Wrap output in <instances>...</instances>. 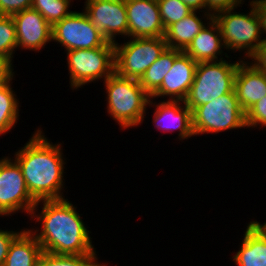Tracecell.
I'll list each match as a JSON object with an SVG mask.
<instances>
[{
  "label": "cell",
  "mask_w": 266,
  "mask_h": 266,
  "mask_svg": "<svg viewBox=\"0 0 266 266\" xmlns=\"http://www.w3.org/2000/svg\"><path fill=\"white\" fill-rule=\"evenodd\" d=\"M41 202L42 210L36 214ZM76 208L65 198L37 201L30 215L41 223V230H29L42 251L56 255H97L89 234L91 232Z\"/></svg>",
  "instance_id": "1"
},
{
  "label": "cell",
  "mask_w": 266,
  "mask_h": 266,
  "mask_svg": "<svg viewBox=\"0 0 266 266\" xmlns=\"http://www.w3.org/2000/svg\"><path fill=\"white\" fill-rule=\"evenodd\" d=\"M62 144H53L37 129L28 142L14 154L27 189L36 200L63 199L64 168Z\"/></svg>",
  "instance_id": "2"
},
{
  "label": "cell",
  "mask_w": 266,
  "mask_h": 266,
  "mask_svg": "<svg viewBox=\"0 0 266 266\" xmlns=\"http://www.w3.org/2000/svg\"><path fill=\"white\" fill-rule=\"evenodd\" d=\"M103 83L107 94V112L122 130L143 123L150 95L139 80L120 76L114 71Z\"/></svg>",
  "instance_id": "3"
},
{
  "label": "cell",
  "mask_w": 266,
  "mask_h": 266,
  "mask_svg": "<svg viewBox=\"0 0 266 266\" xmlns=\"http://www.w3.org/2000/svg\"><path fill=\"white\" fill-rule=\"evenodd\" d=\"M239 61H209L198 62L194 80L186 99L184 100L191 111L200 105L234 90L235 75Z\"/></svg>",
  "instance_id": "4"
},
{
  "label": "cell",
  "mask_w": 266,
  "mask_h": 266,
  "mask_svg": "<svg viewBox=\"0 0 266 266\" xmlns=\"http://www.w3.org/2000/svg\"><path fill=\"white\" fill-rule=\"evenodd\" d=\"M250 8L247 14L231 9L212 17L220 28L226 50L243 51L244 60H247V57L249 58L263 42L258 16L254 6L250 5Z\"/></svg>",
  "instance_id": "5"
},
{
  "label": "cell",
  "mask_w": 266,
  "mask_h": 266,
  "mask_svg": "<svg viewBox=\"0 0 266 266\" xmlns=\"http://www.w3.org/2000/svg\"><path fill=\"white\" fill-rule=\"evenodd\" d=\"M192 127L195 136L245 128V112L239 105L235 90L196 107L192 111Z\"/></svg>",
  "instance_id": "6"
},
{
  "label": "cell",
  "mask_w": 266,
  "mask_h": 266,
  "mask_svg": "<svg viewBox=\"0 0 266 266\" xmlns=\"http://www.w3.org/2000/svg\"><path fill=\"white\" fill-rule=\"evenodd\" d=\"M67 52L70 86L72 89L104 79L115 71L114 43L92 49H75Z\"/></svg>",
  "instance_id": "7"
},
{
  "label": "cell",
  "mask_w": 266,
  "mask_h": 266,
  "mask_svg": "<svg viewBox=\"0 0 266 266\" xmlns=\"http://www.w3.org/2000/svg\"><path fill=\"white\" fill-rule=\"evenodd\" d=\"M127 41L121 45L114 43L115 72L140 80L167 48V43L164 37L130 38Z\"/></svg>",
  "instance_id": "8"
},
{
  "label": "cell",
  "mask_w": 266,
  "mask_h": 266,
  "mask_svg": "<svg viewBox=\"0 0 266 266\" xmlns=\"http://www.w3.org/2000/svg\"><path fill=\"white\" fill-rule=\"evenodd\" d=\"M36 203L18 163L10 157L0 158V216H12L20 210L30 215Z\"/></svg>",
  "instance_id": "9"
},
{
  "label": "cell",
  "mask_w": 266,
  "mask_h": 266,
  "mask_svg": "<svg viewBox=\"0 0 266 266\" xmlns=\"http://www.w3.org/2000/svg\"><path fill=\"white\" fill-rule=\"evenodd\" d=\"M52 41L66 50L92 49L109 41L90 22L85 12L72 11L52 26Z\"/></svg>",
  "instance_id": "10"
},
{
  "label": "cell",
  "mask_w": 266,
  "mask_h": 266,
  "mask_svg": "<svg viewBox=\"0 0 266 266\" xmlns=\"http://www.w3.org/2000/svg\"><path fill=\"white\" fill-rule=\"evenodd\" d=\"M84 6L92 25L109 42L115 43L118 35L128 37L125 0H86Z\"/></svg>",
  "instance_id": "11"
},
{
  "label": "cell",
  "mask_w": 266,
  "mask_h": 266,
  "mask_svg": "<svg viewBox=\"0 0 266 266\" xmlns=\"http://www.w3.org/2000/svg\"><path fill=\"white\" fill-rule=\"evenodd\" d=\"M128 38L164 37L157 0H125Z\"/></svg>",
  "instance_id": "12"
},
{
  "label": "cell",
  "mask_w": 266,
  "mask_h": 266,
  "mask_svg": "<svg viewBox=\"0 0 266 266\" xmlns=\"http://www.w3.org/2000/svg\"><path fill=\"white\" fill-rule=\"evenodd\" d=\"M12 18L15 23L17 48L38 51L52 41V26L35 9L20 11Z\"/></svg>",
  "instance_id": "13"
},
{
  "label": "cell",
  "mask_w": 266,
  "mask_h": 266,
  "mask_svg": "<svg viewBox=\"0 0 266 266\" xmlns=\"http://www.w3.org/2000/svg\"><path fill=\"white\" fill-rule=\"evenodd\" d=\"M197 62L182 52L164 77L161 86L150 96L154 99L169 96L170 101H184L192 86Z\"/></svg>",
  "instance_id": "14"
},
{
  "label": "cell",
  "mask_w": 266,
  "mask_h": 266,
  "mask_svg": "<svg viewBox=\"0 0 266 266\" xmlns=\"http://www.w3.org/2000/svg\"><path fill=\"white\" fill-rule=\"evenodd\" d=\"M156 103L153 104V99L150 98L148 106L156 107L152 122L158 130L163 132L178 130V139L181 141L195 136L192 127V111L184 101L163 100Z\"/></svg>",
  "instance_id": "15"
},
{
  "label": "cell",
  "mask_w": 266,
  "mask_h": 266,
  "mask_svg": "<svg viewBox=\"0 0 266 266\" xmlns=\"http://www.w3.org/2000/svg\"><path fill=\"white\" fill-rule=\"evenodd\" d=\"M243 59V60H242ZM240 58L234 82V90L242 110L246 112L266 96V73Z\"/></svg>",
  "instance_id": "16"
},
{
  "label": "cell",
  "mask_w": 266,
  "mask_h": 266,
  "mask_svg": "<svg viewBox=\"0 0 266 266\" xmlns=\"http://www.w3.org/2000/svg\"><path fill=\"white\" fill-rule=\"evenodd\" d=\"M225 49L220 28L212 18L207 22V25L196 35L188 47L183 51L189 55L194 61L209 62L220 61L223 57L220 55ZM218 56L220 58L218 59Z\"/></svg>",
  "instance_id": "17"
},
{
  "label": "cell",
  "mask_w": 266,
  "mask_h": 266,
  "mask_svg": "<svg viewBox=\"0 0 266 266\" xmlns=\"http://www.w3.org/2000/svg\"><path fill=\"white\" fill-rule=\"evenodd\" d=\"M239 251L232 256L238 266H266V233L253 221L247 224Z\"/></svg>",
  "instance_id": "18"
},
{
  "label": "cell",
  "mask_w": 266,
  "mask_h": 266,
  "mask_svg": "<svg viewBox=\"0 0 266 266\" xmlns=\"http://www.w3.org/2000/svg\"><path fill=\"white\" fill-rule=\"evenodd\" d=\"M42 247L29 229H22L9 246L4 266H37Z\"/></svg>",
  "instance_id": "19"
},
{
  "label": "cell",
  "mask_w": 266,
  "mask_h": 266,
  "mask_svg": "<svg viewBox=\"0 0 266 266\" xmlns=\"http://www.w3.org/2000/svg\"><path fill=\"white\" fill-rule=\"evenodd\" d=\"M192 11L185 18L170 25L165 31V42L168 48L184 51L192 39L206 26L205 21Z\"/></svg>",
  "instance_id": "20"
},
{
  "label": "cell",
  "mask_w": 266,
  "mask_h": 266,
  "mask_svg": "<svg viewBox=\"0 0 266 266\" xmlns=\"http://www.w3.org/2000/svg\"><path fill=\"white\" fill-rule=\"evenodd\" d=\"M182 52L167 47L160 57L145 71L139 83L150 96L161 86L164 77L172 68L174 60Z\"/></svg>",
  "instance_id": "21"
},
{
  "label": "cell",
  "mask_w": 266,
  "mask_h": 266,
  "mask_svg": "<svg viewBox=\"0 0 266 266\" xmlns=\"http://www.w3.org/2000/svg\"><path fill=\"white\" fill-rule=\"evenodd\" d=\"M12 80L0 85V135L6 134L19 120V100L13 91Z\"/></svg>",
  "instance_id": "22"
},
{
  "label": "cell",
  "mask_w": 266,
  "mask_h": 266,
  "mask_svg": "<svg viewBox=\"0 0 266 266\" xmlns=\"http://www.w3.org/2000/svg\"><path fill=\"white\" fill-rule=\"evenodd\" d=\"M97 260V255H56L43 251L37 266H107Z\"/></svg>",
  "instance_id": "23"
},
{
  "label": "cell",
  "mask_w": 266,
  "mask_h": 266,
  "mask_svg": "<svg viewBox=\"0 0 266 266\" xmlns=\"http://www.w3.org/2000/svg\"><path fill=\"white\" fill-rule=\"evenodd\" d=\"M73 0H33L31 8L37 10L53 26L68 16Z\"/></svg>",
  "instance_id": "24"
},
{
  "label": "cell",
  "mask_w": 266,
  "mask_h": 266,
  "mask_svg": "<svg viewBox=\"0 0 266 266\" xmlns=\"http://www.w3.org/2000/svg\"><path fill=\"white\" fill-rule=\"evenodd\" d=\"M17 49V36L12 16L0 15V56L13 60Z\"/></svg>",
  "instance_id": "25"
},
{
  "label": "cell",
  "mask_w": 266,
  "mask_h": 266,
  "mask_svg": "<svg viewBox=\"0 0 266 266\" xmlns=\"http://www.w3.org/2000/svg\"><path fill=\"white\" fill-rule=\"evenodd\" d=\"M157 2L165 30L192 12L181 0H157Z\"/></svg>",
  "instance_id": "26"
},
{
  "label": "cell",
  "mask_w": 266,
  "mask_h": 266,
  "mask_svg": "<svg viewBox=\"0 0 266 266\" xmlns=\"http://www.w3.org/2000/svg\"><path fill=\"white\" fill-rule=\"evenodd\" d=\"M246 127H266V96L245 112Z\"/></svg>",
  "instance_id": "27"
},
{
  "label": "cell",
  "mask_w": 266,
  "mask_h": 266,
  "mask_svg": "<svg viewBox=\"0 0 266 266\" xmlns=\"http://www.w3.org/2000/svg\"><path fill=\"white\" fill-rule=\"evenodd\" d=\"M33 0H0V15L12 16L31 8Z\"/></svg>",
  "instance_id": "28"
},
{
  "label": "cell",
  "mask_w": 266,
  "mask_h": 266,
  "mask_svg": "<svg viewBox=\"0 0 266 266\" xmlns=\"http://www.w3.org/2000/svg\"><path fill=\"white\" fill-rule=\"evenodd\" d=\"M239 0H206V12L212 17L222 11L240 7Z\"/></svg>",
  "instance_id": "29"
},
{
  "label": "cell",
  "mask_w": 266,
  "mask_h": 266,
  "mask_svg": "<svg viewBox=\"0 0 266 266\" xmlns=\"http://www.w3.org/2000/svg\"><path fill=\"white\" fill-rule=\"evenodd\" d=\"M21 231H8L0 229V266H4L6 256L8 254L9 246L12 243L13 239Z\"/></svg>",
  "instance_id": "30"
},
{
  "label": "cell",
  "mask_w": 266,
  "mask_h": 266,
  "mask_svg": "<svg viewBox=\"0 0 266 266\" xmlns=\"http://www.w3.org/2000/svg\"><path fill=\"white\" fill-rule=\"evenodd\" d=\"M256 69L266 73V39L258 46L256 51L247 58Z\"/></svg>",
  "instance_id": "31"
},
{
  "label": "cell",
  "mask_w": 266,
  "mask_h": 266,
  "mask_svg": "<svg viewBox=\"0 0 266 266\" xmlns=\"http://www.w3.org/2000/svg\"><path fill=\"white\" fill-rule=\"evenodd\" d=\"M10 58L0 56V85L9 83L14 78V68Z\"/></svg>",
  "instance_id": "32"
},
{
  "label": "cell",
  "mask_w": 266,
  "mask_h": 266,
  "mask_svg": "<svg viewBox=\"0 0 266 266\" xmlns=\"http://www.w3.org/2000/svg\"><path fill=\"white\" fill-rule=\"evenodd\" d=\"M258 16L261 32L266 34V0L253 5ZM266 39V37H263Z\"/></svg>",
  "instance_id": "33"
},
{
  "label": "cell",
  "mask_w": 266,
  "mask_h": 266,
  "mask_svg": "<svg viewBox=\"0 0 266 266\" xmlns=\"http://www.w3.org/2000/svg\"><path fill=\"white\" fill-rule=\"evenodd\" d=\"M184 4H186L192 11H200L204 20L205 18L208 20L212 19V16L206 12V0H181ZM204 9V10H203ZM202 10V11H201Z\"/></svg>",
  "instance_id": "34"
},
{
  "label": "cell",
  "mask_w": 266,
  "mask_h": 266,
  "mask_svg": "<svg viewBox=\"0 0 266 266\" xmlns=\"http://www.w3.org/2000/svg\"><path fill=\"white\" fill-rule=\"evenodd\" d=\"M264 233H266V222L260 224L258 221H253Z\"/></svg>",
  "instance_id": "35"
},
{
  "label": "cell",
  "mask_w": 266,
  "mask_h": 266,
  "mask_svg": "<svg viewBox=\"0 0 266 266\" xmlns=\"http://www.w3.org/2000/svg\"><path fill=\"white\" fill-rule=\"evenodd\" d=\"M261 1H264V0H252V1H250V5H254V4L259 3V2H261ZM239 2H240L241 4H244V3H242V2H244V0H239Z\"/></svg>",
  "instance_id": "36"
}]
</instances>
